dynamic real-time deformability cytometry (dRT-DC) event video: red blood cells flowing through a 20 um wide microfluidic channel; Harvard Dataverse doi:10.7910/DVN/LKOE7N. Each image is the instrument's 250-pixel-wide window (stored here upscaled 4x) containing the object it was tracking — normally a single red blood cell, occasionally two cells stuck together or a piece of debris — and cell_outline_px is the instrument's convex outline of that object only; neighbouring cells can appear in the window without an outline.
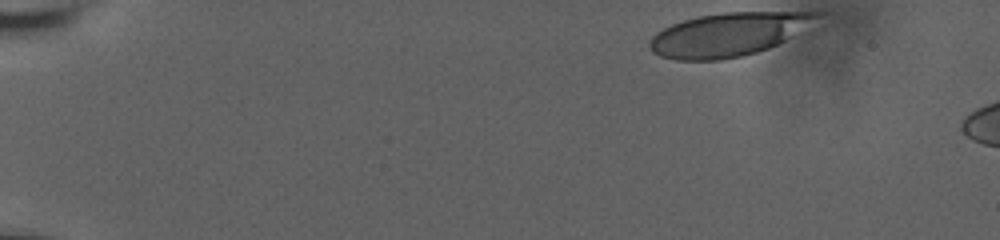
{"species": "human", "species_latin": "Homo sapiens", "temperature_condition": "room temperature", "stored_images_in_passage": 11, "camera_frame_rate_fps": 3000, "um_per_image_px": 0.085, "donor": {"sex": "male"}, "frame": {"image": 1, "passage_image": 1, "time_ms": 0.0, "image_size_px": [1000, 240], "cell_outline_px": [[824, 12], [784, 40], [768, 48], [756, 52], [740, 56], [720, 60], [676, 60], [660, 56], [652, 52], [648, 44], [652, 36], [656, 32], [672, 24], [696, 16], [724, 12]], "centroid_in_image_um": [61.77, 2.93], "position_along_channel_um": 23.2, "area_um2": 41.5}}